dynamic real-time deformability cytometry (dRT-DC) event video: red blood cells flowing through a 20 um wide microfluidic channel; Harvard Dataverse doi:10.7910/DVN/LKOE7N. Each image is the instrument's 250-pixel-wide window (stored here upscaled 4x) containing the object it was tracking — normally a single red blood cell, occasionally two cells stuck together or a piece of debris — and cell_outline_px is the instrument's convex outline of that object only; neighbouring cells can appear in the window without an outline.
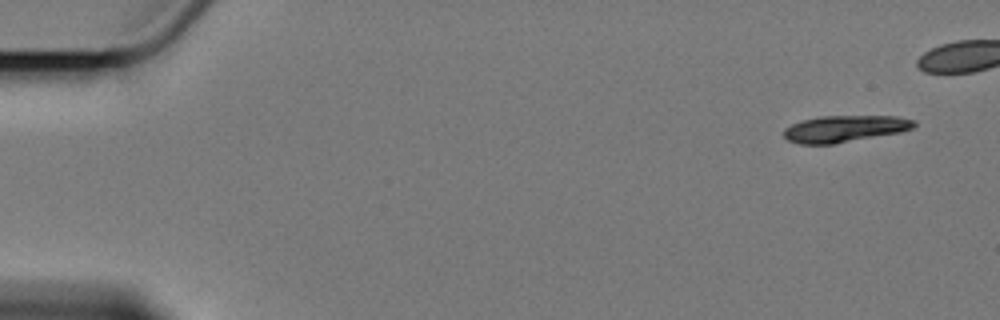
{"species": "Egyptian fruit bat (a non-hibernating species)", "species_latin": "Rousettus aegyptiacus", "temperature_condition": "cold", "stored_images_in_passage": 12, "camera_frame_rate_fps": 3000, "um_per_image_px": 0.085, "animal": {"sex": "female"}, "frame": {"image": 1, "passage_image": 1, "time_ms": 0.0, "image_size_px": [1000, 320], "cell_outline_px": [[916, 124], [912, 128], [900, 132], [832, 144], [800, 144], [788, 140], [784, 136], [784, 128], [792, 124], [804, 120], [820, 116], [896, 116], [916, 120]], "centroid_in_image_um": [71.8, 10.93], "position_along_channel_um": 13.2, "area_um2": 20.06}}
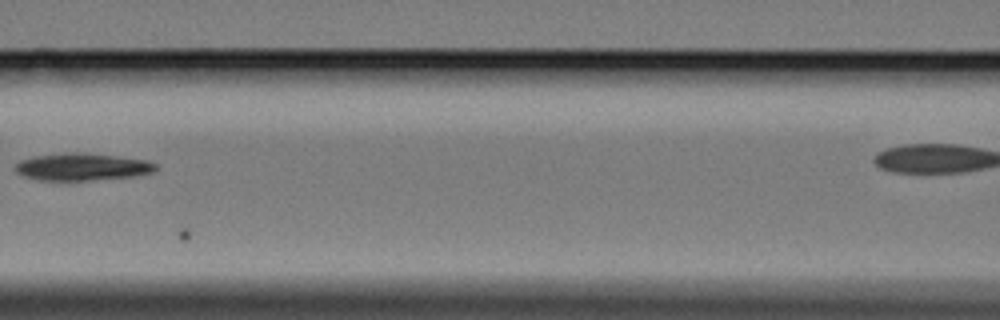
{"frame": {"image": 2, "passage_image": 7, "time_ms": 8.0, "image_size_px": [1000, 320], "cell_outline_px": [[160, 168], [152, 172], [132, 176], [88, 180], [40, 180], [24, 176], [16, 172], [16, 164], [20, 160], [36, 156], [64, 152], [80, 152], [148, 160], [156, 164]], "centroid_in_image_um": [6.99, 14.17], "position_along_channel_um": 159.6, "area_um2": 22.14}}
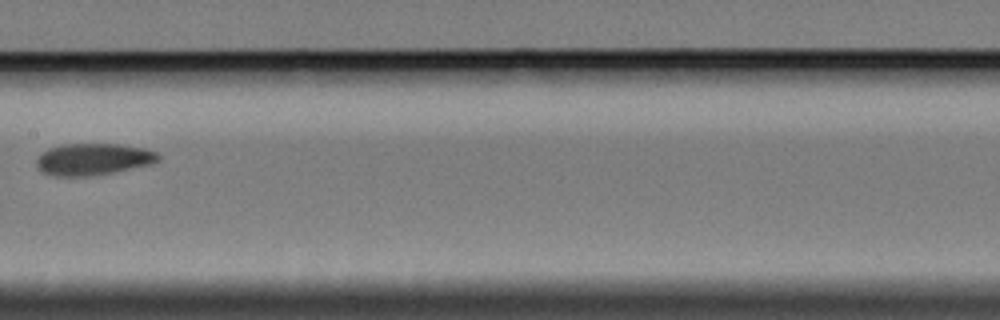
{"frame": {"image": 3, "passage_image": 9, "time_ms": 11.333, "image_size_px": [1000, 320], "cell_outline_px": [[160, 160], [152, 164], [112, 172], [88, 176], [56, 176], [40, 172], [36, 168], [36, 160], [48, 148], [64, 144], [120, 144], [144, 148], [156, 152], [160, 156]], "centroid_in_image_um": [7.91, 13.53], "position_along_channel_um": 199.5, "area_um2": 22.54}}